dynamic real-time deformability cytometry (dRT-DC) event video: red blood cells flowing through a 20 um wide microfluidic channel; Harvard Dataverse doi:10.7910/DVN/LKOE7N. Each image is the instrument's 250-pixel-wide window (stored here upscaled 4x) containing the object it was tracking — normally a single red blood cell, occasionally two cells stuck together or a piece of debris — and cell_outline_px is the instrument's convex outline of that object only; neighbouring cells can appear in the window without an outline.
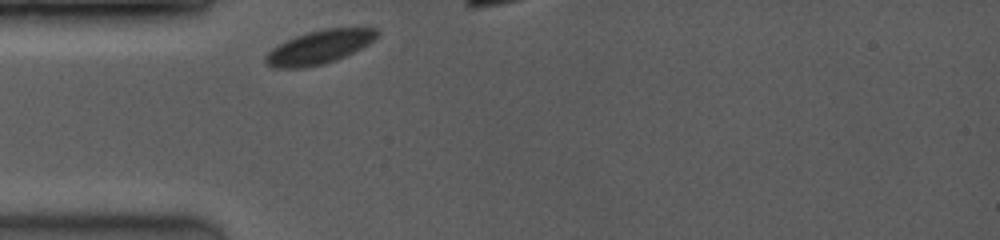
{"species": "common noctule bat (a hibernating species)", "species_latin": "Nyctalus noctula", "temperature_condition": "room temperature", "stored_images_in_passage": 8, "camera_frame_rate_fps": 3500, "um_per_image_px": 0.085, "animal": {"sex": "female", "body_mass_g": 19.0, "forearm_length_mm": 53.3}, "frame": {"image": 1, "passage_image": 1, "time_ms": 0.0, "image_size_px": [1000, 240], "cell_outline_px": [[380, 32], [368, 44], [336, 60], [324, 64], [304, 68], [276, 68], [268, 64], [264, 60], [264, 56], [272, 48], [296, 36], [308, 32], [324, 28], [376, 28]], "centroid_in_image_um": [27.12, 4.01], "position_along_channel_um": 57.9, "area_um2": 21.5}}
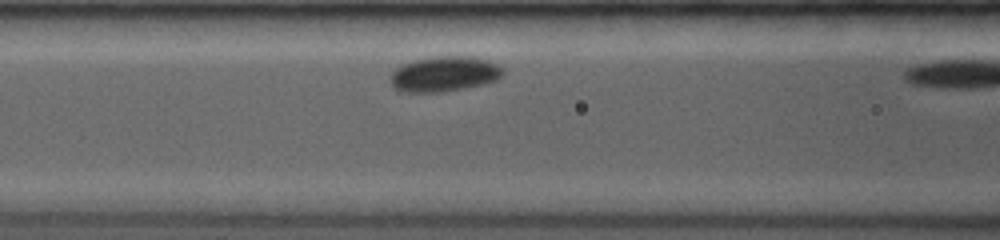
{"frame": {"image": 2, "passage_image": 7, "time_ms": 2.0, "image_size_px": [1000, 240], "cell_outline_px": [[504, 76], [496, 80], [480, 84], [440, 92], [400, 92], [392, 84], [388, 76], [400, 64], [412, 60], [436, 56], [472, 56], [488, 60], [504, 68]], "centroid_in_image_um": [37.74, 6.27], "position_along_channel_um": 128.9, "area_um2": 23.24}}